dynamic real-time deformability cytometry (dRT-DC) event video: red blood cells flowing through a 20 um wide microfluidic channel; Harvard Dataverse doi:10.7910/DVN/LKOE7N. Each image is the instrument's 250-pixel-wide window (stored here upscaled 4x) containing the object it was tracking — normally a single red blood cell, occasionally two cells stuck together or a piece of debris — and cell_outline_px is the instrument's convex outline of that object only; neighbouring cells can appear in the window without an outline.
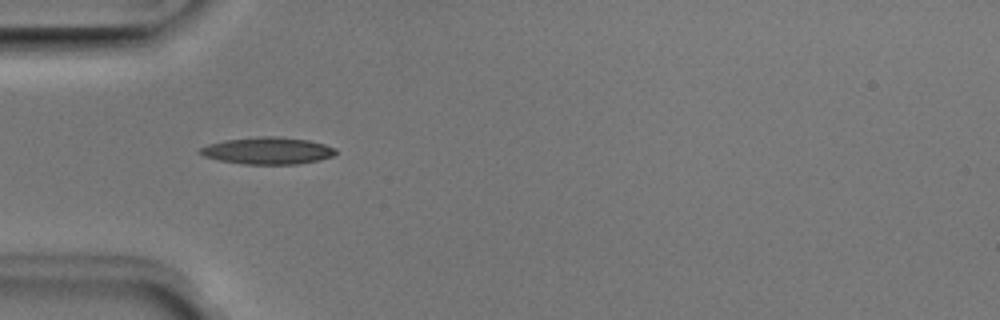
{"species": "Egyptian fruit bat (a non-hibernating species)", "species_latin": "Rousettus aegyptiacus", "temperature_condition": "room temperature", "stored_images_in_passage": 36, "camera_frame_rate_fps": 3000, "um_per_image_px": 0.085, "animal": {"sex": "male"}, "frame": {"image": 1, "passage_image": 1, "time_ms": 0.0, "image_size_px": [1000, 320], "cell_outline_px": [[336, 152], [332, 156], [316, 160], [296, 164], [244, 164], [220, 160], [204, 156], [196, 152], [200, 148], [208, 144], [224, 140], [260, 136], [280, 136], [308, 140], [324, 144], [336, 148]], "centroid_in_image_um": [22.72, 12.8], "position_along_channel_um": 62.3, "area_um2": 21.27}}
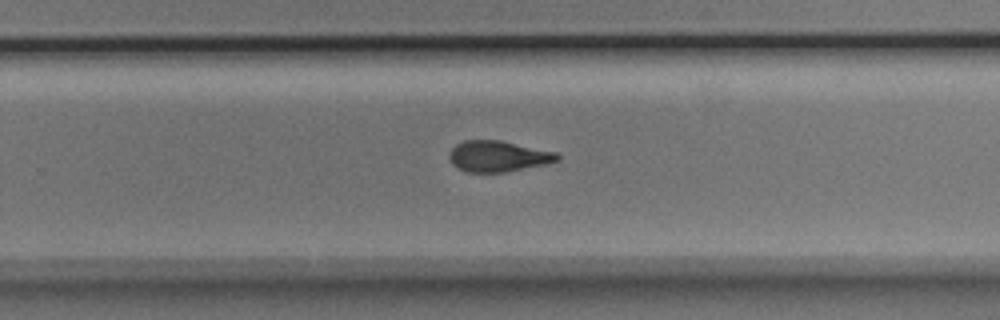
{"frame": {"image": 2, "passage_image": 18, "time_ms": 5.667, "image_size_px": [1000, 320], "cell_outline_px": [[560, 160], [544, 164], [504, 172], [468, 172], [456, 168], [452, 164], [448, 156], [452, 148], [456, 144], [464, 140], [500, 140], [556, 152], [560, 156]], "centroid_in_image_um": [42.31, 13.28], "position_along_channel_um": 287.5, "area_um2": 19.42}}
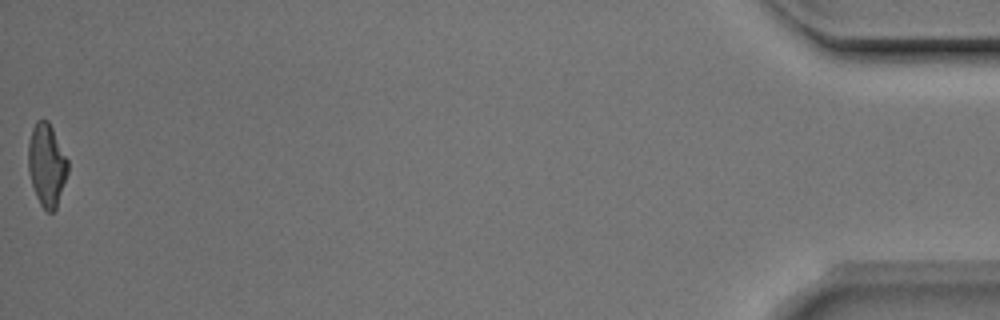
{"frame": {"image": 3, "passage_image": 36, "time_ms": 11.667, "image_size_px": [1000, 320], "cell_outline_px": [[68, 172], [56, 208], [52, 212], [48, 212], [40, 204], [36, 196], [28, 172], [28, 144], [32, 128], [36, 120], [48, 120], [68, 160]], "centroid_in_image_um": [3.96, 14.01], "position_along_channel_um": 431.2, "area_um2": 18.96}, "authors_computed_cell_mechanics": {"area_um2": 19.8543, "velocity_mm_per_s": 4.0148, "shape_relaxation_time_tau1_ms": 2.887, "shape_relaxation_time_tau2_ms": 2.3851, "deformation_change_tau1": 0.1582, "deformation_change_tau2": 0.1048}}